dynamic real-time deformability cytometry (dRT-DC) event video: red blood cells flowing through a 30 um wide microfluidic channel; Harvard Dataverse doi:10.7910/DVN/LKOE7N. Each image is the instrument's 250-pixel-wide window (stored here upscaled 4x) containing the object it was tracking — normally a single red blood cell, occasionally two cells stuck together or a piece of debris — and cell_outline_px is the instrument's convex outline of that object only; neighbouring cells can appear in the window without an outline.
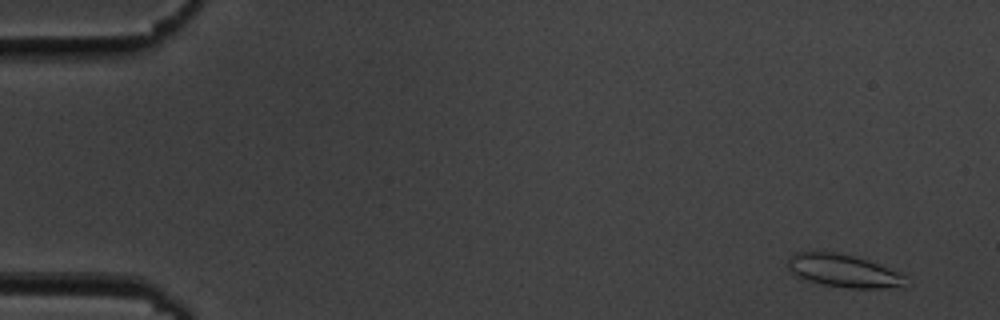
{"species": "common noctule bat (a hibernating species)", "species_latin": "Nyctalus noctula", "temperature_condition": "cold", "stored_images_in_passage": 57, "camera_frame_rate_fps": 3000, "um_per_image_px": 0.085, "animal": {"sex": "male", "body_mass_g": 19.5, "forearm_length_mm": 54.6}, "frame": {"image": 1, "passage_image": 4, "time_ms": 1.0, "image_size_px": [1000, 320], "cell_outline_px": [[912, 284], [904, 288], [848, 288], [824, 284], [808, 280], [792, 272], [788, 268], [788, 260], [796, 252], [836, 252], [852, 256], [900, 272]], "centroid_in_image_um": [71.8, 23.05], "position_along_channel_um": 13.2, "area_um2": 22.31}}
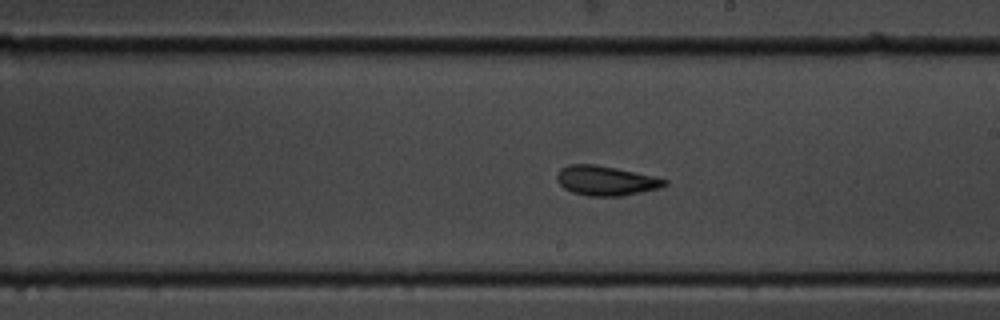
{"frame": {"image": 2, "passage_image": 33, "time_ms": 10.667, "image_size_px": [1000, 320], "cell_outline_px": [[668, 184], [660, 188], [620, 196], [588, 196], [572, 192], [564, 188], [556, 180], [556, 176], [560, 168], [568, 164], [596, 164], [616, 168], [652, 176], [668, 180]], "centroid_in_image_um": [51.46, 15.35], "position_along_channel_um": 237.5, "area_um2": 18.55}}
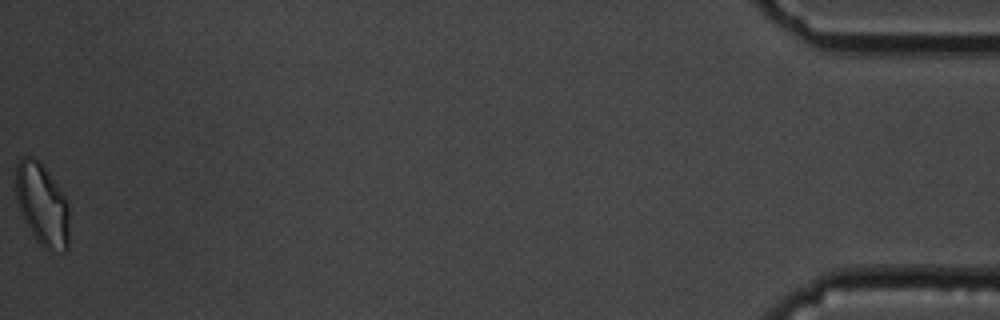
{"frame": {"image": 3, "passage_image": 57, "time_ms": 18.667, "image_size_px": [1000, 320], "cell_outline_px": [[68, 248], [64, 252], [48, 252], [36, 240], [24, 220], [20, 212], [16, 200], [16, 164], [24, 156], [32, 156], [40, 160], [64, 196], [68, 204]], "centroid_in_image_um": [3.58, 17.41], "position_along_channel_um": 431.6, "area_um2": 25.78}, "authors_computed_cell_mechanics": {"area_um2": 19.2474, "velocity_mm_per_s": 3.5883, "shape_relaxation_time_tau1_ms": 2.936, "shape_relaxation_time_tau2_ms": 1.6302, "deformation_change_tau1": 0.1035, "deformation_change_tau2": 0.0857}}